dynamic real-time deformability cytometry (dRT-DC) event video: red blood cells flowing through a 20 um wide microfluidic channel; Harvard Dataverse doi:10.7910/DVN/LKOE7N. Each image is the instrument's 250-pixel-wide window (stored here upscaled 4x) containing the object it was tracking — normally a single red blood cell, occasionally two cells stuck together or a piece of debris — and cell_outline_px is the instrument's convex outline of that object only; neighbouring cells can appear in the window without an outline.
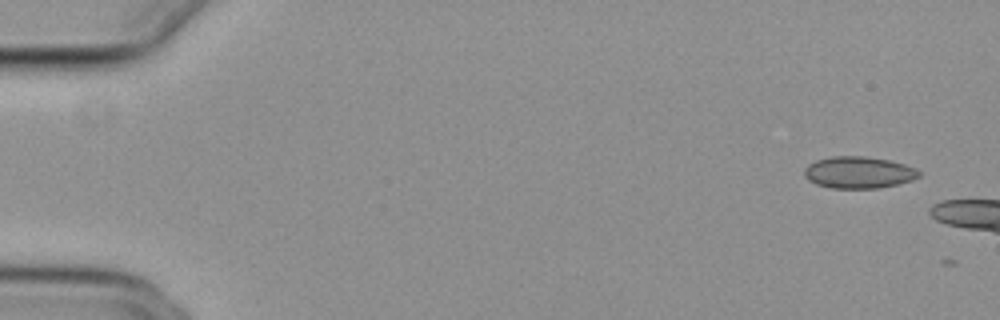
{"species": "common noctule bat (a hibernating species)", "species_latin": "Nyctalus noctula", "temperature_condition": "cold", "stored_images_in_passage": 3, "camera_frame_rate_fps": 3000, "um_per_image_px": 0.085, "animal": {"sex": "female", "body_mass_g": 29.2, "forearm_length_mm": 56.3}, "frame": {"image": 1, "passage_image": 1, "time_ms": 0.0, "image_size_px": [1000, 320], "cell_outline_px": [[920, 176], [912, 180], [880, 188], [832, 188], [816, 184], [808, 180], [804, 176], [804, 168], [808, 164], [816, 160], [832, 156], [864, 156], [888, 160], [904, 164], [916, 168], [920, 172]], "centroid_in_image_um": [72.96, 14.65], "position_along_channel_um": 12.0, "area_um2": 21.27}}